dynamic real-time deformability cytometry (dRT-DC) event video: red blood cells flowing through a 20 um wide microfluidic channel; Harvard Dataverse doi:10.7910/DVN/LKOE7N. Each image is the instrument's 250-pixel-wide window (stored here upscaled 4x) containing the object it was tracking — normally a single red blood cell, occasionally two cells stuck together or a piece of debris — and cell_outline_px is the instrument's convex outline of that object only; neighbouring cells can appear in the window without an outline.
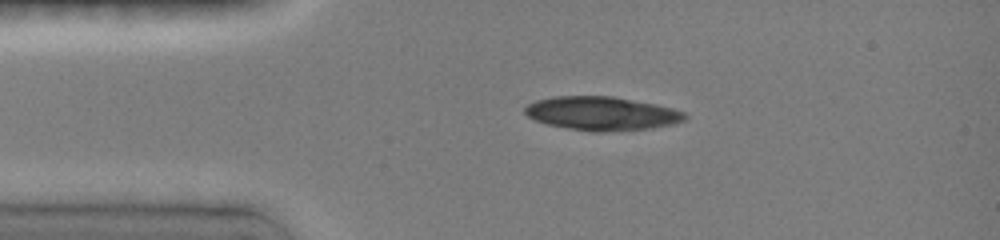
{"species": "common noctule bat (a hibernating species)", "species_latin": "Nyctalus noctula", "temperature_condition": "room temperature", "stored_images_in_passage": 14, "camera_frame_rate_fps": 3000, "um_per_image_px": 0.085, "animal": {"sex": "female", "body_mass_g": 19.0, "forearm_length_mm": 51.5}, "frame": {"image": 1, "passage_image": 5, "time_ms": 2.0, "image_size_px": [1000, 240], "cell_outline_px": [[688, 116], [684, 120], [676, 124], [652, 128], [604, 132], [592, 132], [568, 128], [548, 124], [536, 120], [528, 116], [524, 112], [524, 108], [528, 104], [536, 100], [552, 96], [612, 96], [656, 104], [672, 108], [684, 112]], "centroid_in_image_um": [51.17, 9.64], "position_along_channel_um": 33.8, "area_um2": 31.5}}